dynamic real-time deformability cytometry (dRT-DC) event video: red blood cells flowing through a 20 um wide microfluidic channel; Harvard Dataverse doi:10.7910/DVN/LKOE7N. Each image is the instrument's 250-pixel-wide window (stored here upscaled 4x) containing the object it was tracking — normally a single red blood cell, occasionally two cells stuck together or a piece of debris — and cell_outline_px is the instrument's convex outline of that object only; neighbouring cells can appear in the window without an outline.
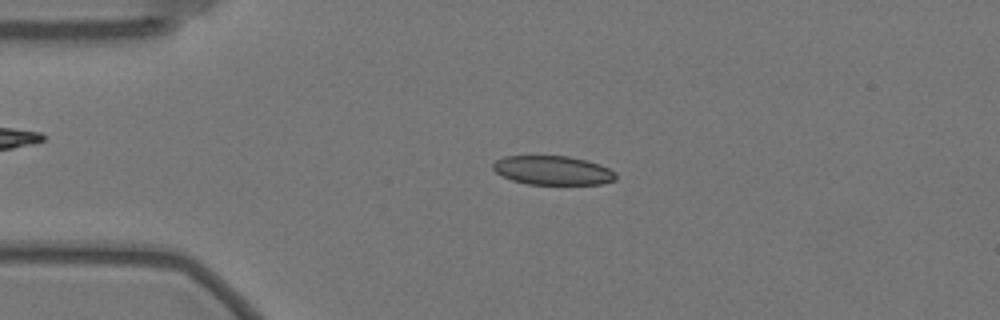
{"species": "Egyptian fruit bat (a non-hibernating species)", "species_latin": "Rousettus aegyptiacus", "temperature_condition": "warm", "stored_images_in_passage": 56, "camera_frame_rate_fps": 3000, "um_per_image_px": 0.085, "animal": {"sex": "female"}, "frame": {"image": 1, "passage_image": 12, "time_ms": 3.667, "image_size_px": [1000, 320], "cell_outline_px": [[616, 180], [600, 184], [528, 184], [512, 180], [496, 172], [492, 168], [492, 164], [496, 160], [504, 156], [568, 156], [600, 164], [616, 172]], "centroid_in_image_um": [46.99, 14.48], "position_along_channel_um": 38.0, "area_um2": 20.69}}
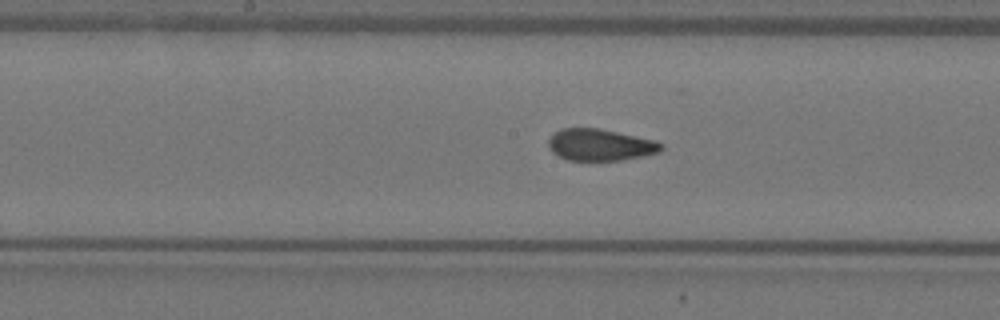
{"frame": {"image": 2, "passage_image": 28, "time_ms": 9.0, "image_size_px": [1000, 320], "cell_outline_px": [[664, 148], [660, 152], [644, 156], [620, 160], [568, 160], [552, 152], [548, 144], [548, 140], [560, 128], [600, 128], [656, 140], [664, 144]], "centroid_in_image_um": [51.07, 12.3], "position_along_channel_um": 197.1, "area_um2": 20.92}}
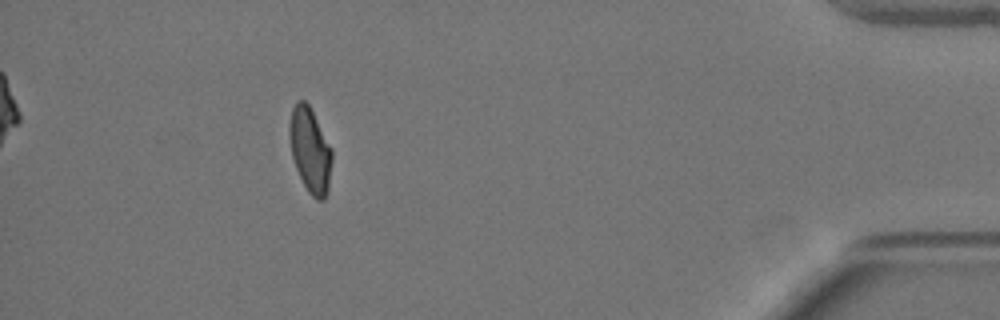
{"frame": {"image": 3, "passage_image": 51, "time_ms": 16.667, "image_size_px": [1000, 320], "cell_outline_px": [[332, 160], [328, 192], [324, 200], [316, 200], [308, 192], [296, 168], [292, 156], [288, 136], [288, 124], [292, 108], [296, 100], [304, 100], [308, 104], [332, 148]], "centroid_in_image_um": [26.35, 12.76], "position_along_channel_um": 408.9, "area_um2": 21.21}, "authors_computed_cell_mechanics": {"area_um2": 21.4438, "velocity_mm_per_s": 3.5154, "shape_relaxation_time_tau1_ms": null, "shape_relaxation_time_tau2_ms": 1.0167, "deformation_change_tau1": null, "deformation_change_tau2": 0.0603}}